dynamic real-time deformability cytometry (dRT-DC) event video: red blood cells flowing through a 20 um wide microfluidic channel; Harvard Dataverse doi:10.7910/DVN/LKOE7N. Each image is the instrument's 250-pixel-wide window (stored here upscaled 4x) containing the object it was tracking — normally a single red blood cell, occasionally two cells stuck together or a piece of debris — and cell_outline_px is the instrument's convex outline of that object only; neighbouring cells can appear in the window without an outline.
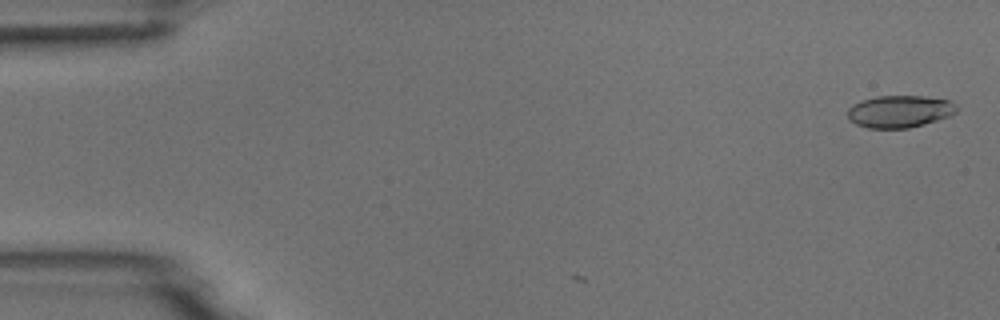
{"species": "common noctule bat (a hibernating species)", "species_latin": "Nyctalus noctula", "temperature_condition": "room temperature", "stored_images_in_passage": 4, "camera_frame_rate_fps": 3000, "um_per_image_px": 0.085, "animal": {"sex": "male", "body_mass_g": 18.8}, "frame": {"image": 1, "passage_image": 1, "time_ms": 0.0, "image_size_px": [1000, 320], "cell_outline_px": [[960, 108], [956, 112], [948, 116], [924, 124], [908, 128], [868, 128], [856, 124], [848, 120], [848, 108], [852, 104], [876, 96], [924, 96], [948, 100], [956, 104]], "centroid_in_image_um": [76.46, 9.47], "position_along_channel_um": 8.5, "area_um2": 20.46}}
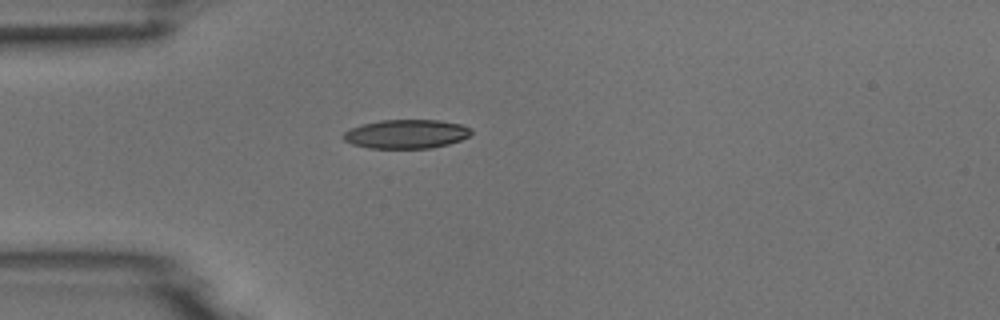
{"frame": {"image": 2, "passage_image": 4, "time_ms": 4.333, "image_size_px": [1000, 320], "cell_outline_px": [[472, 132], [468, 136], [460, 140], [448, 144], [432, 148], [368, 148], [352, 144], [344, 140], [340, 136], [344, 132], [352, 128], [364, 124], [380, 120], [440, 120], [460, 124], [472, 128]], "centroid_in_image_um": [34.53, 11.39], "position_along_channel_um": 50.5, "area_um2": 21.56}}